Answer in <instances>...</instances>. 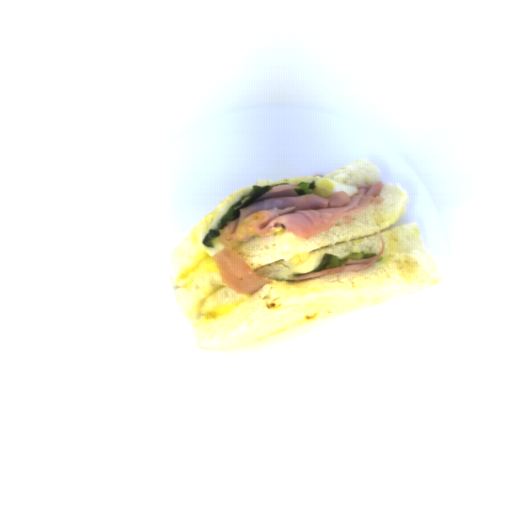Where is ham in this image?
<instances>
[{"mask_svg":"<svg viewBox=\"0 0 512 512\" xmlns=\"http://www.w3.org/2000/svg\"><path fill=\"white\" fill-rule=\"evenodd\" d=\"M383 185L381 181L372 186L364 183L352 196L338 191L328 198L313 193L298 195L295 191L300 187L298 184L271 187L257 202L241 208L239 217L222 228L218 238L222 250L211 257L219 270L221 283L241 295H253L271 281L257 275L232 249L233 245L255 235L263 237L275 228L308 240L334 226L337 220L349 224L366 207L383 202V197L379 196Z\"/></svg>","mask_w":512,"mask_h":512,"instance_id":"37f43c06","label":"ham"},{"mask_svg":"<svg viewBox=\"0 0 512 512\" xmlns=\"http://www.w3.org/2000/svg\"><path fill=\"white\" fill-rule=\"evenodd\" d=\"M377 234H378V236H379V238L381 240L382 249L374 257L368 258V259H359V260H352L351 259V260H347L344 265L339 266L337 268L324 269V270H320V271H316V272L309 271V272L300 274L299 276H293L292 275V276L287 277L288 280H290L292 282L308 281V280H312V279H316V278L325 277V276H328V275H331V274H335V273H338V272L360 271V270H363V269L370 268L372 265H374L378 261V259L382 256V254L385 251L384 240H383L381 234L378 231H377Z\"/></svg>","mask_w":512,"mask_h":512,"instance_id":"09b19980","label":"ham"},{"mask_svg":"<svg viewBox=\"0 0 512 512\" xmlns=\"http://www.w3.org/2000/svg\"><path fill=\"white\" fill-rule=\"evenodd\" d=\"M313 177H314V178H315V177H320L321 179H322V178H324V177H323V175H320V174H319V175H315V176H313Z\"/></svg>","mask_w":512,"mask_h":512,"instance_id":"d13d27c6","label":"ham"}]
</instances>
